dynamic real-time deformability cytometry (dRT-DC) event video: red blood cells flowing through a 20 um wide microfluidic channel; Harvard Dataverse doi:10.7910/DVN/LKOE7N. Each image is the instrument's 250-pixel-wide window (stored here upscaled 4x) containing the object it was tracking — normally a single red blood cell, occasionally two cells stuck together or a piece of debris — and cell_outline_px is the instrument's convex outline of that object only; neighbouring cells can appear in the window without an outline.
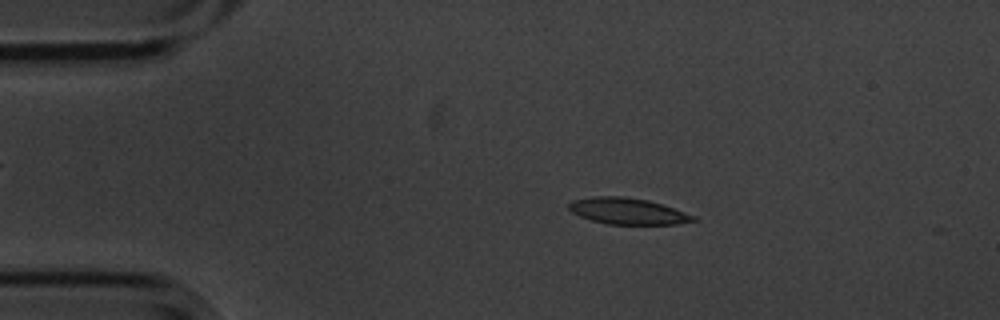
{"species": "common noctule bat (a hibernating species)", "species_latin": "Nyctalus noctula", "temperature_condition": "cold", "stored_images_in_passage": 55, "camera_frame_rate_fps": 3000, "um_per_image_px": 0.085, "animal": {"sex": "male", "body_mass_g": 20.1, "forearm_length_mm": 53.5}, "frame": {"image": 1, "passage_image": 10, "time_ms": 3.0, "image_size_px": [1000, 320], "cell_outline_px": [[696, 220], [676, 224], [608, 224], [592, 220], [580, 216], [572, 212], [568, 208], [568, 204], [572, 200], [592, 196], [624, 196], [648, 200], [696, 216]], "centroid_in_image_um": [53.31, 17.94], "position_along_channel_um": 31.7, "area_um2": 18.9}}
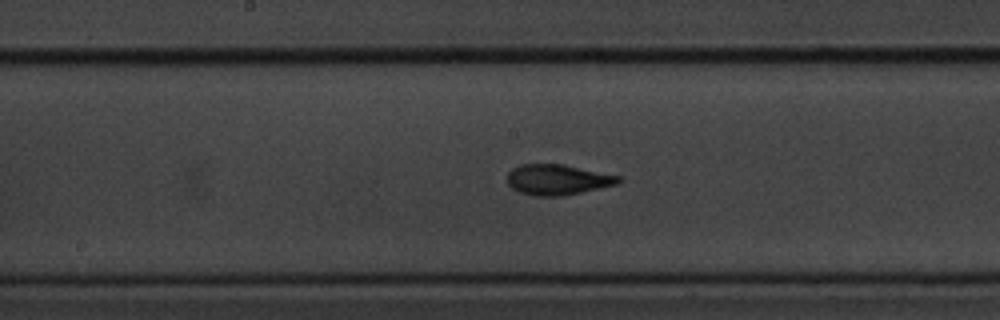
{"frame": {"image": 2, "passage_image": 28, "time_ms": 9.0, "image_size_px": [1000, 320], "cell_outline_px": [[620, 184], [564, 196], [536, 196], [520, 192], [512, 188], [508, 184], [508, 172], [512, 168], [520, 164], [564, 164], [620, 176]], "centroid_in_image_um": [47.41, 15.27], "position_along_channel_um": 200.8, "area_um2": 19.88}}
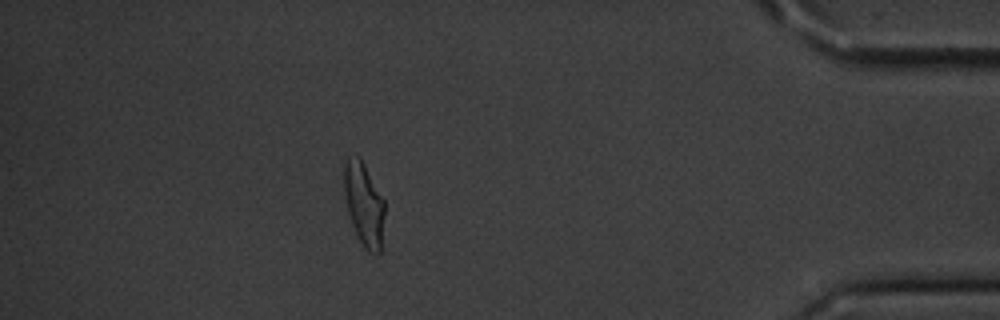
{"frame": {"image": 3, "passage_image": 49, "time_ms": 16.0, "image_size_px": [1000, 320], "cell_outline_px": [[384, 216], [380, 252], [376, 256], [368, 252], [364, 248], [352, 224], [348, 212], [344, 192], [340, 164], [348, 156], [360, 156], [384, 200]], "centroid_in_image_um": [30.89, 17.28], "position_along_channel_um": 404.3, "area_um2": 20.11}, "authors_computed_cell_mechanics": {"area_um2": 19.4208, "velocity_mm_per_s": 3.5576, "shape_relaxation_time_tau1_ms": 4.267, "shape_relaxation_time_tau2_ms": 1.2305, "deformation_change_tau1": 0.1563, "deformation_change_tau2": 0.0871}}